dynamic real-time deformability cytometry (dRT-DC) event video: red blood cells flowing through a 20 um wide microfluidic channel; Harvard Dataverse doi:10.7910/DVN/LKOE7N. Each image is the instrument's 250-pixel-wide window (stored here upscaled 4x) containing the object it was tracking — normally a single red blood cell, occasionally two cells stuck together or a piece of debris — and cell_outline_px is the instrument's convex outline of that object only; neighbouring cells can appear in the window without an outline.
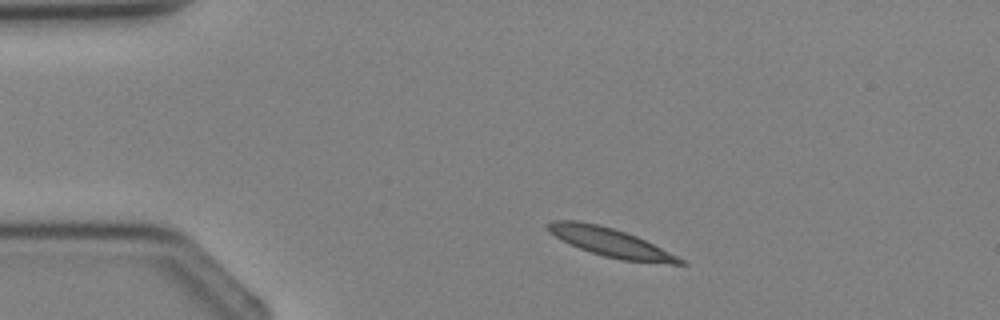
{"species": "Egyptian fruit bat (a non-hibernating species)", "species_latin": "Rousettus aegyptiacus", "temperature_condition": "cold", "stored_images_in_passage": 2, "camera_frame_rate_fps": 3000, "um_per_image_px": 0.085, "animal": {"sex": "female"}, "frame": {"image": 1, "passage_image": 1, "time_ms": 0.0, "image_size_px": [1000, 320], "cell_outline_px": [[688, 264], [668, 264], [620, 260], [604, 256], [580, 248], [548, 232], [544, 224], [552, 220], [576, 220], [600, 224], [636, 236], [684, 260]], "centroid_in_image_um": [51.85, 20.59], "position_along_channel_um": 33.1, "area_um2": 21.73}}